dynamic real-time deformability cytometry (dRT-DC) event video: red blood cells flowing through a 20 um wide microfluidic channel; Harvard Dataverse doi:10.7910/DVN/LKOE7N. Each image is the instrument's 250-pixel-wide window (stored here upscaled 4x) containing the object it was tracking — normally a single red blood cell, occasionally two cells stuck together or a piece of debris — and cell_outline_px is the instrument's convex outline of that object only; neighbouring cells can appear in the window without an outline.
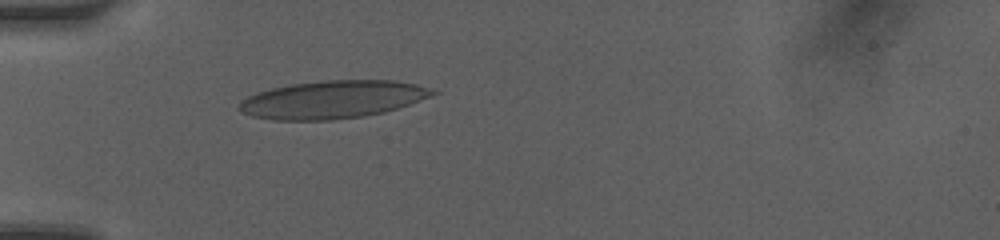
{"species": "human", "species_latin": "Homo sapiens", "temperature_condition": "room temperature", "stored_images_in_passage": 38, "camera_frame_rate_fps": 3000, "um_per_image_px": 0.085, "donor": {"sex": "female"}, "frame": {"image": 1, "passage_image": 5, "time_ms": 1.333, "image_size_px": [1000, 240], "cell_outline_px": [[440, 92], [408, 104], [384, 112], [360, 116], [332, 120], [272, 120], [252, 116], [240, 112], [240, 104], [248, 96], [256, 92], [272, 88], [292, 84], [324, 80], [396, 80], [416, 84]], "centroid_in_image_um": [28.25, 8.45], "position_along_channel_um": 56.8, "area_um2": 42.25}}
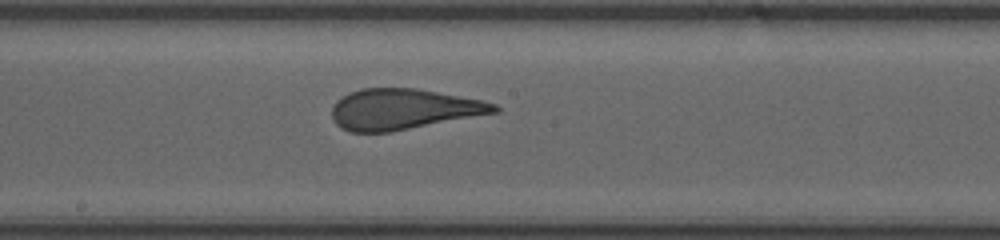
{"frame": {"image": 2, "passage_image": 17, "time_ms": 5.333, "image_size_px": [1000, 240], "cell_outline_px": [[500, 112], [388, 132], [352, 132], [340, 128], [332, 120], [332, 104], [336, 100], [348, 92], [360, 88], [416, 88], [480, 100], [496, 104], [500, 108]], "centroid_in_image_um": [34.23, 9.28], "position_along_channel_um": 214.0, "area_um2": 38.49}}
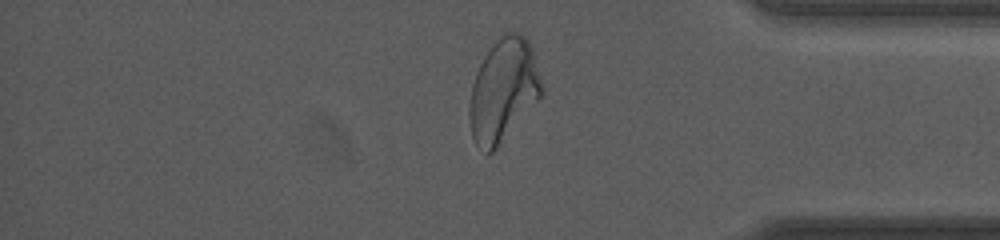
{"frame": {"image": 3, "passage_image": 31, "time_ms": 10.0, "image_size_px": [1000, 240], "cell_outline_px": [[544, 92], [496, 148], [488, 156], [476, 144], [472, 136], [468, 120], [468, 108], [472, 84], [476, 72], [484, 56], [500, 32], [516, 32], [524, 36], [528, 40], [532, 48], [544, 88]], "centroid_in_image_um": [42.76, 7.64], "position_along_channel_um": 392.4, "area_um2": 43.41}, "authors_computed_cell_mechanics": {"area_um2": 40.3444, "velocity_mm_per_s": 4.1857, "shape_relaxation_time_tau1_ms": 7.027, "shape_relaxation_time_tau2_ms": null, "deformation_change_tau1": 0.2514, "deformation_change_tau2": null}}